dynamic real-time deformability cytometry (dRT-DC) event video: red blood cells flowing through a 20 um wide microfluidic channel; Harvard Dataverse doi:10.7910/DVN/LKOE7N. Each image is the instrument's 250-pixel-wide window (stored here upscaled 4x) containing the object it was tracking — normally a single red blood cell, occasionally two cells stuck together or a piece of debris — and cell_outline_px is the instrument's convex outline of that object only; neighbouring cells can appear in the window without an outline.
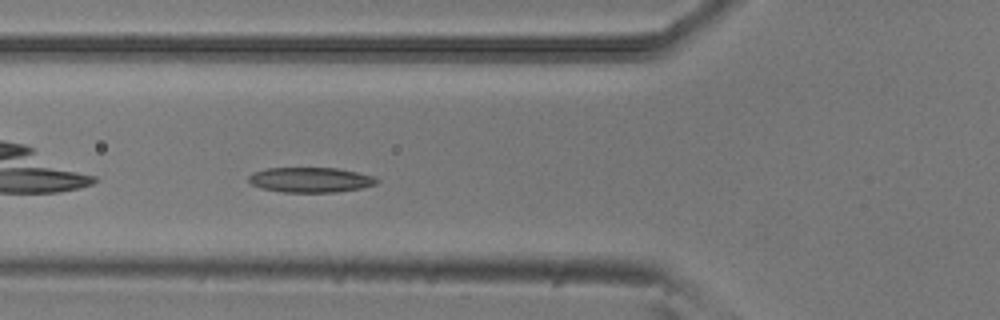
{"species": "common noctule bat (a hibernating species)", "species_latin": "Nyctalus noctula", "temperature_condition": "room temperature", "stored_images_in_passage": 38, "camera_frame_rate_fps": 3000, "um_per_image_px": 0.085, "animal": {"sex": "male", "body_mass_g": 20.5, "forearm_length_mm": 52.5}, "frame": {"image": 1, "passage_image": 5, "time_ms": 1.333, "image_size_px": [1000, 320], "cell_outline_px": [[380, 180], [376, 184], [360, 188], [336, 192], [284, 192], [260, 188], [252, 184], [248, 180], [248, 176], [252, 172], [268, 168], [336, 168], [376, 176]], "centroid_in_image_um": [26.39, 15.28], "position_along_channel_um": 99.4, "area_um2": 18.73}}
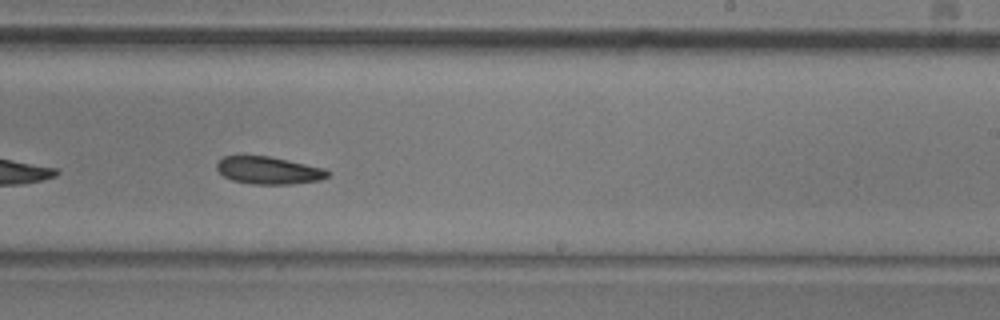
{"frame": {"image": 2, "passage_image": 18, "time_ms": 5.667, "image_size_px": [1000, 320], "cell_outline_px": [[328, 176], [320, 180], [292, 184], [252, 184], [232, 180], [224, 176], [216, 168], [216, 164], [224, 156], [268, 156], [324, 168], [328, 172]], "centroid_in_image_um": [22.81, 14.49], "position_along_channel_um": 266.2, "area_um2": 17.51}}
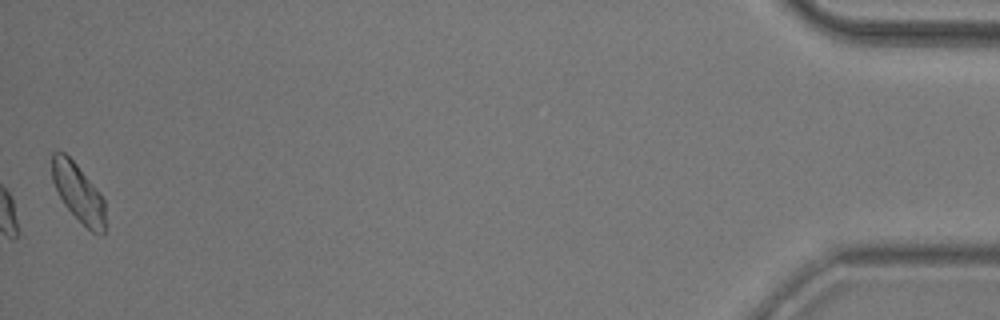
{"frame": {"image": 3, "passage_image": 38, "time_ms": 12.333, "image_size_px": [1000, 320], "cell_outline_px": [[104, 236], [92, 232], [64, 204], [52, 180], [52, 152], [64, 152], [76, 164], [100, 192], [104, 200]], "centroid_in_image_um": [6.66, 16.37], "position_along_channel_um": 428.5, "area_um2": 17.63}, "authors_computed_cell_mechanics": {"area_um2": 18.2937, "velocity_mm_per_s": 3.8445, "shape_relaxation_time_tau1_ms": 8.7942, "shape_relaxation_time_tau2_ms": null, "deformation_change_tau1": 0.1382, "deformation_change_tau2": null}}